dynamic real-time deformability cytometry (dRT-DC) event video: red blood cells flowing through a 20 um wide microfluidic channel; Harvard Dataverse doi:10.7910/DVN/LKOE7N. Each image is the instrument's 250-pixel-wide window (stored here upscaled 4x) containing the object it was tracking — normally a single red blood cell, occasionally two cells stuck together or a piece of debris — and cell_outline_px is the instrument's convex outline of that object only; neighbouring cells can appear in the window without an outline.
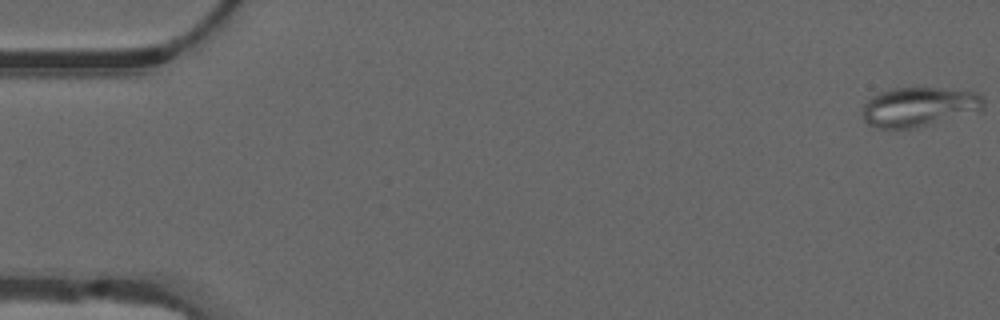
{"species": "common noctule bat (a hibernating species)", "species_latin": "Nyctalus noctula", "temperature_condition": "warm", "stored_images_in_passage": 55, "camera_frame_rate_fps": 3000, "um_per_image_px": 0.085, "animal": {"sex": "male", "forearm_length_mm": 52.5}, "frame": {"image": 1, "passage_image": 1, "time_ms": 0.0, "image_size_px": [1000, 320], "cell_outline_px": [[984, 108], [928, 124], [912, 128], [876, 128], [868, 124], [864, 120], [864, 104], [872, 96], [880, 92], [892, 88], [940, 88], [976, 92], [984, 100]], "centroid_in_image_um": [78.06, 9.06], "position_along_channel_um": 6.9, "area_um2": 27.11}}
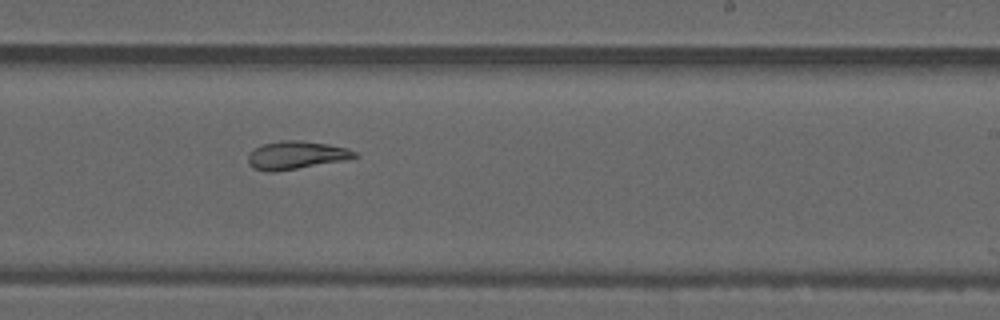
{"frame": {"image": 2, "passage_image": 34, "time_ms": 11.0, "image_size_px": [1000, 320], "cell_outline_px": [[360, 156], [344, 160], [276, 172], [264, 172], [252, 168], [248, 164], [248, 156], [256, 148], [264, 144], [280, 140], [300, 140], [328, 144], [348, 148], [356, 152]], "centroid_in_image_um": [25.17, 13.2], "position_along_channel_um": 263.8, "area_um2": 17.46}}
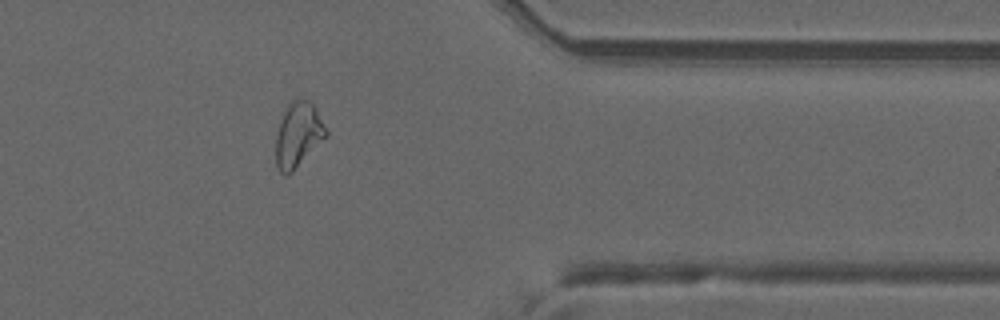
{"frame": {"image": 3, "passage_image": 45, "time_ms": 14.667, "image_size_px": [1000, 320], "cell_outline_px": [[328, 136], [288, 176], [284, 176], [280, 172], [276, 164], [276, 136], [280, 120], [288, 104], [292, 100], [308, 100], [316, 108], [328, 132]], "centroid_in_image_um": [25.35, 11.48], "position_along_channel_um": 386.1, "area_um2": 18.96}, "authors_computed_cell_mechanics": {"area_um2": 20.7502, "velocity_mm_per_s": 3.772, "shape_relaxation_time_tau1_ms": null, "shape_relaxation_time_tau2_ms": 2.9265, "deformation_change_tau1": null, "deformation_change_tau2": 0.0992}}